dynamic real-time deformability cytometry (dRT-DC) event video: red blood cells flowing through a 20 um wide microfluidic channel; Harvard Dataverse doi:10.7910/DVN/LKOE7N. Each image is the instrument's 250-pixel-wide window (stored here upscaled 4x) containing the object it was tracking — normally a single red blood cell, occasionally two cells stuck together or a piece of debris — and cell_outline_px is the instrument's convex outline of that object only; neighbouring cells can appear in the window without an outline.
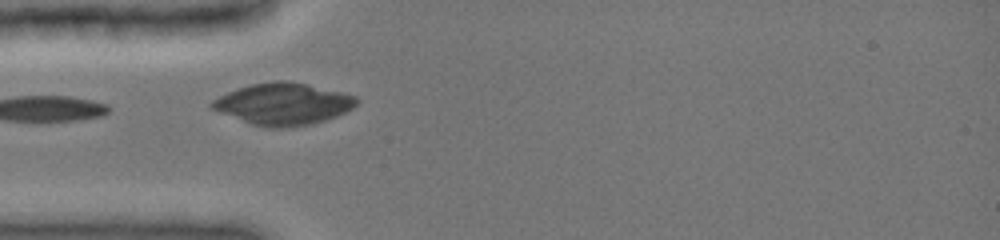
{"species": "common noctule bat (a hibernating species)", "species_latin": "Nyctalus noctula", "temperature_condition": "cold", "stored_images_in_passage": 29, "camera_frame_rate_fps": 3000, "um_per_image_px": 0.085, "animal": {"sex": "female", "body_mass_g": 19.0, "forearm_length_mm": 51.5}, "frame": {"image": 1, "passage_image": 1, "time_ms": 0.0, "image_size_px": [1000, 240], "cell_outline_px": [[360, 100], [352, 108], [336, 116], [312, 124], [288, 128], [268, 128], [252, 124], [208, 108], [208, 104], [212, 100], [236, 88], [252, 84], [272, 80], [284, 80], [308, 84], [356, 96]], "centroid_in_image_um": [24.04, 8.83], "position_along_channel_um": 61.0, "area_um2": 35.32}}